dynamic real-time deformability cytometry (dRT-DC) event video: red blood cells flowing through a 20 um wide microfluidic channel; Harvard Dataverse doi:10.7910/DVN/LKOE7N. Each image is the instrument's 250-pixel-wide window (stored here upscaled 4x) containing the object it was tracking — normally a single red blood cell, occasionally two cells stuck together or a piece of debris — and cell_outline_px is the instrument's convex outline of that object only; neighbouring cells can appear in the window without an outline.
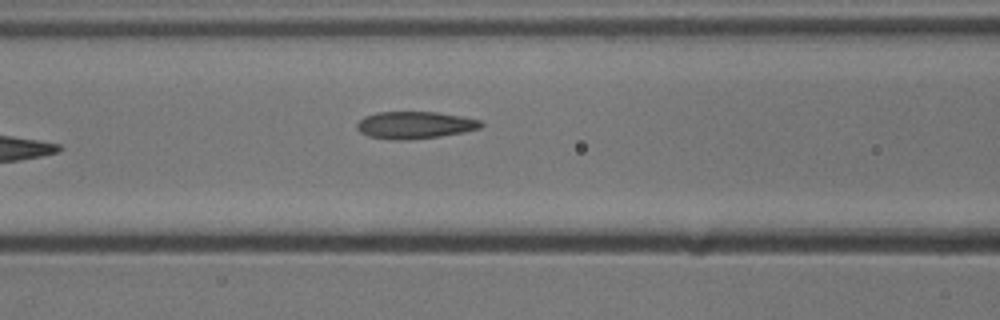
{"species": "common noctule bat (a hibernating species)", "species_latin": "Nyctalus noctula", "temperature_condition": "cold", "stored_images_in_passage": 6, "camera_frame_rate_fps": 3000, "um_per_image_px": 0.085, "animal": {"sex": "male", "body_mass_g": 13.3}, "frame": {"image": 1, "passage_image": 6, "time_ms": 1.667, "image_size_px": [1000, 320], "cell_outline_px": [[484, 124], [480, 128], [464, 132], [440, 136], [408, 140], [396, 140], [368, 136], [360, 132], [356, 128], [356, 124], [364, 116], [376, 112], [436, 112], [460, 116], [480, 120]], "centroid_in_image_um": [35.24, 10.63], "position_along_channel_um": 131.4, "area_um2": 19.65}}